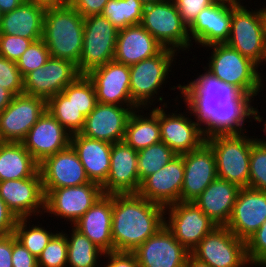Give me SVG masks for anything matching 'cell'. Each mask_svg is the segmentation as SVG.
Wrapping results in <instances>:
<instances>
[{"mask_svg":"<svg viewBox=\"0 0 266 267\" xmlns=\"http://www.w3.org/2000/svg\"><path fill=\"white\" fill-rule=\"evenodd\" d=\"M138 151L124 141L112 144L110 170L101 186L104 194H137L140 188Z\"/></svg>","mask_w":266,"mask_h":267,"instance_id":"obj_23","label":"cell"},{"mask_svg":"<svg viewBox=\"0 0 266 267\" xmlns=\"http://www.w3.org/2000/svg\"><path fill=\"white\" fill-rule=\"evenodd\" d=\"M246 254L251 266L266 267V221L246 241Z\"/></svg>","mask_w":266,"mask_h":267,"instance_id":"obj_44","label":"cell"},{"mask_svg":"<svg viewBox=\"0 0 266 267\" xmlns=\"http://www.w3.org/2000/svg\"><path fill=\"white\" fill-rule=\"evenodd\" d=\"M62 93L74 104V106L87 117L95 108L97 102L94 84L87 75H80L73 83H70Z\"/></svg>","mask_w":266,"mask_h":267,"instance_id":"obj_39","label":"cell"},{"mask_svg":"<svg viewBox=\"0 0 266 267\" xmlns=\"http://www.w3.org/2000/svg\"><path fill=\"white\" fill-rule=\"evenodd\" d=\"M27 220L28 218L17 219L13 234L17 241H19L32 255L38 258L56 233L47 231L40 225L35 226L33 224L30 228V224H27ZM27 225H29V227Z\"/></svg>","mask_w":266,"mask_h":267,"instance_id":"obj_38","label":"cell"},{"mask_svg":"<svg viewBox=\"0 0 266 267\" xmlns=\"http://www.w3.org/2000/svg\"><path fill=\"white\" fill-rule=\"evenodd\" d=\"M71 135L46 109L22 143L40 164L46 157L68 148Z\"/></svg>","mask_w":266,"mask_h":267,"instance_id":"obj_24","label":"cell"},{"mask_svg":"<svg viewBox=\"0 0 266 267\" xmlns=\"http://www.w3.org/2000/svg\"><path fill=\"white\" fill-rule=\"evenodd\" d=\"M84 17L68 2L46 8L43 37L51 57L78 65L83 49Z\"/></svg>","mask_w":266,"mask_h":267,"instance_id":"obj_3","label":"cell"},{"mask_svg":"<svg viewBox=\"0 0 266 267\" xmlns=\"http://www.w3.org/2000/svg\"><path fill=\"white\" fill-rule=\"evenodd\" d=\"M97 103L80 134L108 143L121 142L124 139L126 125L131 113L138 107H127Z\"/></svg>","mask_w":266,"mask_h":267,"instance_id":"obj_21","label":"cell"},{"mask_svg":"<svg viewBox=\"0 0 266 267\" xmlns=\"http://www.w3.org/2000/svg\"><path fill=\"white\" fill-rule=\"evenodd\" d=\"M179 11L182 21L189 27L198 14L212 5V0H172Z\"/></svg>","mask_w":266,"mask_h":267,"instance_id":"obj_46","label":"cell"},{"mask_svg":"<svg viewBox=\"0 0 266 267\" xmlns=\"http://www.w3.org/2000/svg\"><path fill=\"white\" fill-rule=\"evenodd\" d=\"M70 237L66 234L67 266L96 267L99 255L102 256L104 252L75 227L72 228Z\"/></svg>","mask_w":266,"mask_h":267,"instance_id":"obj_34","label":"cell"},{"mask_svg":"<svg viewBox=\"0 0 266 267\" xmlns=\"http://www.w3.org/2000/svg\"><path fill=\"white\" fill-rule=\"evenodd\" d=\"M2 15H3V13H2L1 10H0V21H1Z\"/></svg>","mask_w":266,"mask_h":267,"instance_id":"obj_60","label":"cell"},{"mask_svg":"<svg viewBox=\"0 0 266 267\" xmlns=\"http://www.w3.org/2000/svg\"><path fill=\"white\" fill-rule=\"evenodd\" d=\"M132 253L140 267H185L190 254L165 224Z\"/></svg>","mask_w":266,"mask_h":267,"instance_id":"obj_17","label":"cell"},{"mask_svg":"<svg viewBox=\"0 0 266 267\" xmlns=\"http://www.w3.org/2000/svg\"><path fill=\"white\" fill-rule=\"evenodd\" d=\"M207 47L213 48L209 57L211 60L206 69L208 72L253 98L261 92L262 78L257 70L259 66L255 62L226 43L212 44Z\"/></svg>","mask_w":266,"mask_h":267,"instance_id":"obj_4","label":"cell"},{"mask_svg":"<svg viewBox=\"0 0 266 267\" xmlns=\"http://www.w3.org/2000/svg\"><path fill=\"white\" fill-rule=\"evenodd\" d=\"M13 267H38L37 258L32 255L12 234Z\"/></svg>","mask_w":266,"mask_h":267,"instance_id":"obj_47","label":"cell"},{"mask_svg":"<svg viewBox=\"0 0 266 267\" xmlns=\"http://www.w3.org/2000/svg\"><path fill=\"white\" fill-rule=\"evenodd\" d=\"M14 95L0 86V113L10 104Z\"/></svg>","mask_w":266,"mask_h":267,"instance_id":"obj_53","label":"cell"},{"mask_svg":"<svg viewBox=\"0 0 266 267\" xmlns=\"http://www.w3.org/2000/svg\"><path fill=\"white\" fill-rule=\"evenodd\" d=\"M239 190L238 185L217 177L192 202L217 226H226Z\"/></svg>","mask_w":266,"mask_h":267,"instance_id":"obj_29","label":"cell"},{"mask_svg":"<svg viewBox=\"0 0 266 267\" xmlns=\"http://www.w3.org/2000/svg\"><path fill=\"white\" fill-rule=\"evenodd\" d=\"M214 3L229 5L232 7H236V0H212Z\"/></svg>","mask_w":266,"mask_h":267,"instance_id":"obj_56","label":"cell"},{"mask_svg":"<svg viewBox=\"0 0 266 267\" xmlns=\"http://www.w3.org/2000/svg\"><path fill=\"white\" fill-rule=\"evenodd\" d=\"M0 86L14 96L23 94L24 80L16 62L0 56Z\"/></svg>","mask_w":266,"mask_h":267,"instance_id":"obj_43","label":"cell"},{"mask_svg":"<svg viewBox=\"0 0 266 267\" xmlns=\"http://www.w3.org/2000/svg\"><path fill=\"white\" fill-rule=\"evenodd\" d=\"M145 4L141 0H109L101 13L118 30L139 25Z\"/></svg>","mask_w":266,"mask_h":267,"instance_id":"obj_35","label":"cell"},{"mask_svg":"<svg viewBox=\"0 0 266 267\" xmlns=\"http://www.w3.org/2000/svg\"><path fill=\"white\" fill-rule=\"evenodd\" d=\"M177 154L165 143L159 142L138 151V175L140 183L149 175L159 171Z\"/></svg>","mask_w":266,"mask_h":267,"instance_id":"obj_37","label":"cell"},{"mask_svg":"<svg viewBox=\"0 0 266 267\" xmlns=\"http://www.w3.org/2000/svg\"><path fill=\"white\" fill-rule=\"evenodd\" d=\"M183 179L184 160L182 155H177L159 171L146 177L137 194L167 207L180 201Z\"/></svg>","mask_w":266,"mask_h":267,"instance_id":"obj_22","label":"cell"},{"mask_svg":"<svg viewBox=\"0 0 266 267\" xmlns=\"http://www.w3.org/2000/svg\"><path fill=\"white\" fill-rule=\"evenodd\" d=\"M140 24L164 48L179 52L191 46L188 27L172 0L146 4Z\"/></svg>","mask_w":266,"mask_h":267,"instance_id":"obj_7","label":"cell"},{"mask_svg":"<svg viewBox=\"0 0 266 267\" xmlns=\"http://www.w3.org/2000/svg\"><path fill=\"white\" fill-rule=\"evenodd\" d=\"M166 114L159 107V126L161 142L170 147L177 155L199 148L205 141L202 128L198 122L182 114Z\"/></svg>","mask_w":266,"mask_h":267,"instance_id":"obj_25","label":"cell"},{"mask_svg":"<svg viewBox=\"0 0 266 267\" xmlns=\"http://www.w3.org/2000/svg\"><path fill=\"white\" fill-rule=\"evenodd\" d=\"M231 18L232 6L213 3L204 8L188 27L190 40L204 47L226 43L230 35Z\"/></svg>","mask_w":266,"mask_h":267,"instance_id":"obj_26","label":"cell"},{"mask_svg":"<svg viewBox=\"0 0 266 267\" xmlns=\"http://www.w3.org/2000/svg\"><path fill=\"white\" fill-rule=\"evenodd\" d=\"M108 257L106 267H140L132 252H106L103 256Z\"/></svg>","mask_w":266,"mask_h":267,"instance_id":"obj_49","label":"cell"},{"mask_svg":"<svg viewBox=\"0 0 266 267\" xmlns=\"http://www.w3.org/2000/svg\"><path fill=\"white\" fill-rule=\"evenodd\" d=\"M117 34L118 29L101 14L84 18L83 49L77 65L81 75L113 60Z\"/></svg>","mask_w":266,"mask_h":267,"instance_id":"obj_8","label":"cell"},{"mask_svg":"<svg viewBox=\"0 0 266 267\" xmlns=\"http://www.w3.org/2000/svg\"><path fill=\"white\" fill-rule=\"evenodd\" d=\"M165 207L138 194H112L113 251L133 252L165 224Z\"/></svg>","mask_w":266,"mask_h":267,"instance_id":"obj_2","label":"cell"},{"mask_svg":"<svg viewBox=\"0 0 266 267\" xmlns=\"http://www.w3.org/2000/svg\"><path fill=\"white\" fill-rule=\"evenodd\" d=\"M138 112H140V108L131 113L123 139L136 151L161 142L159 107L154 108L150 114L148 113V117H144L141 113L139 115Z\"/></svg>","mask_w":266,"mask_h":267,"instance_id":"obj_33","label":"cell"},{"mask_svg":"<svg viewBox=\"0 0 266 267\" xmlns=\"http://www.w3.org/2000/svg\"><path fill=\"white\" fill-rule=\"evenodd\" d=\"M103 194L102 187L94 182L52 189L45 195L44 213L67 218L73 225Z\"/></svg>","mask_w":266,"mask_h":267,"instance_id":"obj_14","label":"cell"},{"mask_svg":"<svg viewBox=\"0 0 266 267\" xmlns=\"http://www.w3.org/2000/svg\"><path fill=\"white\" fill-rule=\"evenodd\" d=\"M0 197L17 219L42 214L45 195L40 171L29 178L1 181Z\"/></svg>","mask_w":266,"mask_h":267,"instance_id":"obj_15","label":"cell"},{"mask_svg":"<svg viewBox=\"0 0 266 267\" xmlns=\"http://www.w3.org/2000/svg\"><path fill=\"white\" fill-rule=\"evenodd\" d=\"M46 111V101L40 97L20 94L0 113V141L22 142L32 126Z\"/></svg>","mask_w":266,"mask_h":267,"instance_id":"obj_12","label":"cell"},{"mask_svg":"<svg viewBox=\"0 0 266 267\" xmlns=\"http://www.w3.org/2000/svg\"><path fill=\"white\" fill-rule=\"evenodd\" d=\"M109 0H68V3L82 16L101 14Z\"/></svg>","mask_w":266,"mask_h":267,"instance_id":"obj_48","label":"cell"},{"mask_svg":"<svg viewBox=\"0 0 266 267\" xmlns=\"http://www.w3.org/2000/svg\"><path fill=\"white\" fill-rule=\"evenodd\" d=\"M246 8L244 5L232 7L226 44L260 65L266 62V7L255 11Z\"/></svg>","mask_w":266,"mask_h":267,"instance_id":"obj_5","label":"cell"},{"mask_svg":"<svg viewBox=\"0 0 266 267\" xmlns=\"http://www.w3.org/2000/svg\"><path fill=\"white\" fill-rule=\"evenodd\" d=\"M145 5L150 3H158V2H164L167 0H141Z\"/></svg>","mask_w":266,"mask_h":267,"instance_id":"obj_57","label":"cell"},{"mask_svg":"<svg viewBox=\"0 0 266 267\" xmlns=\"http://www.w3.org/2000/svg\"><path fill=\"white\" fill-rule=\"evenodd\" d=\"M32 42L21 36L0 34V56L17 62Z\"/></svg>","mask_w":266,"mask_h":267,"instance_id":"obj_45","label":"cell"},{"mask_svg":"<svg viewBox=\"0 0 266 267\" xmlns=\"http://www.w3.org/2000/svg\"><path fill=\"white\" fill-rule=\"evenodd\" d=\"M175 51L164 48L154 57L144 59L130 68V94L133 103L138 108H149L154 101L161 85L167 80L168 72L173 63ZM153 97V98H152ZM149 103V104H148ZM148 107H147V106ZM144 106V107H142Z\"/></svg>","mask_w":266,"mask_h":267,"instance_id":"obj_9","label":"cell"},{"mask_svg":"<svg viewBox=\"0 0 266 267\" xmlns=\"http://www.w3.org/2000/svg\"><path fill=\"white\" fill-rule=\"evenodd\" d=\"M265 221L266 192L240 188L226 227L246 242Z\"/></svg>","mask_w":266,"mask_h":267,"instance_id":"obj_20","label":"cell"},{"mask_svg":"<svg viewBox=\"0 0 266 267\" xmlns=\"http://www.w3.org/2000/svg\"><path fill=\"white\" fill-rule=\"evenodd\" d=\"M44 195L50 190L90 183L77 152L68 148L46 157L39 164Z\"/></svg>","mask_w":266,"mask_h":267,"instance_id":"obj_18","label":"cell"},{"mask_svg":"<svg viewBox=\"0 0 266 267\" xmlns=\"http://www.w3.org/2000/svg\"><path fill=\"white\" fill-rule=\"evenodd\" d=\"M206 68L204 74L189 84L176 87L187 103L190 116L193 114L196 122L206 127H202L206 138L218 134L243 133L246 130L242 128L244 122L250 117L262 122L263 117L259 116L258 109L250 104L252 96L242 93L234 85L220 81Z\"/></svg>","mask_w":266,"mask_h":267,"instance_id":"obj_1","label":"cell"},{"mask_svg":"<svg viewBox=\"0 0 266 267\" xmlns=\"http://www.w3.org/2000/svg\"><path fill=\"white\" fill-rule=\"evenodd\" d=\"M244 133L218 134L206 138L216 158L218 178L238 185L248 187L249 163L252 142Z\"/></svg>","mask_w":266,"mask_h":267,"instance_id":"obj_6","label":"cell"},{"mask_svg":"<svg viewBox=\"0 0 266 267\" xmlns=\"http://www.w3.org/2000/svg\"><path fill=\"white\" fill-rule=\"evenodd\" d=\"M210 267H245L249 265L246 242L226 226H217L190 252Z\"/></svg>","mask_w":266,"mask_h":267,"instance_id":"obj_10","label":"cell"},{"mask_svg":"<svg viewBox=\"0 0 266 267\" xmlns=\"http://www.w3.org/2000/svg\"><path fill=\"white\" fill-rule=\"evenodd\" d=\"M185 267H210V266L198 260L190 253L186 259Z\"/></svg>","mask_w":266,"mask_h":267,"instance_id":"obj_55","label":"cell"},{"mask_svg":"<svg viewBox=\"0 0 266 267\" xmlns=\"http://www.w3.org/2000/svg\"><path fill=\"white\" fill-rule=\"evenodd\" d=\"M24 1L43 6L45 8L63 5L68 2V0H24Z\"/></svg>","mask_w":266,"mask_h":267,"instance_id":"obj_54","label":"cell"},{"mask_svg":"<svg viewBox=\"0 0 266 267\" xmlns=\"http://www.w3.org/2000/svg\"><path fill=\"white\" fill-rule=\"evenodd\" d=\"M263 131L266 132V121H265V123H264V130H263ZM265 134H266V133H265ZM256 140H257L260 144L266 146V141H265V140H261L260 138H259V139L256 138Z\"/></svg>","mask_w":266,"mask_h":267,"instance_id":"obj_58","label":"cell"},{"mask_svg":"<svg viewBox=\"0 0 266 267\" xmlns=\"http://www.w3.org/2000/svg\"><path fill=\"white\" fill-rule=\"evenodd\" d=\"M240 1H241V0H236V7H237V6H242V4H241Z\"/></svg>","mask_w":266,"mask_h":267,"instance_id":"obj_59","label":"cell"},{"mask_svg":"<svg viewBox=\"0 0 266 267\" xmlns=\"http://www.w3.org/2000/svg\"><path fill=\"white\" fill-rule=\"evenodd\" d=\"M45 11L43 6L24 1L2 15L0 34L21 36L33 42L42 39Z\"/></svg>","mask_w":266,"mask_h":267,"instance_id":"obj_31","label":"cell"},{"mask_svg":"<svg viewBox=\"0 0 266 267\" xmlns=\"http://www.w3.org/2000/svg\"><path fill=\"white\" fill-rule=\"evenodd\" d=\"M81 74L77 65L65 59L50 57L40 68L28 73L24 78V94L40 97L46 102L61 93Z\"/></svg>","mask_w":266,"mask_h":267,"instance_id":"obj_13","label":"cell"},{"mask_svg":"<svg viewBox=\"0 0 266 267\" xmlns=\"http://www.w3.org/2000/svg\"><path fill=\"white\" fill-rule=\"evenodd\" d=\"M164 47L141 25L118 30L113 60L131 66L154 57Z\"/></svg>","mask_w":266,"mask_h":267,"instance_id":"obj_27","label":"cell"},{"mask_svg":"<svg viewBox=\"0 0 266 267\" xmlns=\"http://www.w3.org/2000/svg\"><path fill=\"white\" fill-rule=\"evenodd\" d=\"M16 222V216L8 209L6 203L0 197V236L13 234Z\"/></svg>","mask_w":266,"mask_h":267,"instance_id":"obj_50","label":"cell"},{"mask_svg":"<svg viewBox=\"0 0 266 267\" xmlns=\"http://www.w3.org/2000/svg\"><path fill=\"white\" fill-rule=\"evenodd\" d=\"M0 267H13L12 234L0 236Z\"/></svg>","mask_w":266,"mask_h":267,"instance_id":"obj_51","label":"cell"},{"mask_svg":"<svg viewBox=\"0 0 266 267\" xmlns=\"http://www.w3.org/2000/svg\"><path fill=\"white\" fill-rule=\"evenodd\" d=\"M182 156L184 179L180 202H192L218 177L216 158L213 149L206 141L199 148Z\"/></svg>","mask_w":266,"mask_h":267,"instance_id":"obj_19","label":"cell"},{"mask_svg":"<svg viewBox=\"0 0 266 267\" xmlns=\"http://www.w3.org/2000/svg\"><path fill=\"white\" fill-rule=\"evenodd\" d=\"M87 76L94 84L98 103L137 107L130 94L129 66L112 60L91 70Z\"/></svg>","mask_w":266,"mask_h":267,"instance_id":"obj_16","label":"cell"},{"mask_svg":"<svg viewBox=\"0 0 266 267\" xmlns=\"http://www.w3.org/2000/svg\"><path fill=\"white\" fill-rule=\"evenodd\" d=\"M70 145L77 152L90 182L102 186L110 170L112 143L75 133L71 135Z\"/></svg>","mask_w":266,"mask_h":267,"instance_id":"obj_30","label":"cell"},{"mask_svg":"<svg viewBox=\"0 0 266 267\" xmlns=\"http://www.w3.org/2000/svg\"><path fill=\"white\" fill-rule=\"evenodd\" d=\"M66 234L57 232L37 258L38 267H67Z\"/></svg>","mask_w":266,"mask_h":267,"instance_id":"obj_40","label":"cell"},{"mask_svg":"<svg viewBox=\"0 0 266 267\" xmlns=\"http://www.w3.org/2000/svg\"><path fill=\"white\" fill-rule=\"evenodd\" d=\"M38 170L39 163L22 142L0 141V182L29 178Z\"/></svg>","mask_w":266,"mask_h":267,"instance_id":"obj_32","label":"cell"},{"mask_svg":"<svg viewBox=\"0 0 266 267\" xmlns=\"http://www.w3.org/2000/svg\"><path fill=\"white\" fill-rule=\"evenodd\" d=\"M51 57L43 39L34 41L16 62L24 78L28 73L42 67Z\"/></svg>","mask_w":266,"mask_h":267,"instance_id":"obj_42","label":"cell"},{"mask_svg":"<svg viewBox=\"0 0 266 267\" xmlns=\"http://www.w3.org/2000/svg\"><path fill=\"white\" fill-rule=\"evenodd\" d=\"M112 195L103 194L73 225L104 253L113 252Z\"/></svg>","mask_w":266,"mask_h":267,"instance_id":"obj_28","label":"cell"},{"mask_svg":"<svg viewBox=\"0 0 266 267\" xmlns=\"http://www.w3.org/2000/svg\"><path fill=\"white\" fill-rule=\"evenodd\" d=\"M165 213L169 214L165 226L189 252L217 227L193 202L173 203L165 207Z\"/></svg>","mask_w":266,"mask_h":267,"instance_id":"obj_11","label":"cell"},{"mask_svg":"<svg viewBox=\"0 0 266 267\" xmlns=\"http://www.w3.org/2000/svg\"><path fill=\"white\" fill-rule=\"evenodd\" d=\"M248 187L266 192V146L256 139L250 150Z\"/></svg>","mask_w":266,"mask_h":267,"instance_id":"obj_41","label":"cell"},{"mask_svg":"<svg viewBox=\"0 0 266 267\" xmlns=\"http://www.w3.org/2000/svg\"><path fill=\"white\" fill-rule=\"evenodd\" d=\"M46 109L71 134L80 133L85 116L62 92L46 102Z\"/></svg>","mask_w":266,"mask_h":267,"instance_id":"obj_36","label":"cell"},{"mask_svg":"<svg viewBox=\"0 0 266 267\" xmlns=\"http://www.w3.org/2000/svg\"><path fill=\"white\" fill-rule=\"evenodd\" d=\"M23 2L24 0H0V10L3 14L10 12L15 10Z\"/></svg>","mask_w":266,"mask_h":267,"instance_id":"obj_52","label":"cell"}]
</instances>
